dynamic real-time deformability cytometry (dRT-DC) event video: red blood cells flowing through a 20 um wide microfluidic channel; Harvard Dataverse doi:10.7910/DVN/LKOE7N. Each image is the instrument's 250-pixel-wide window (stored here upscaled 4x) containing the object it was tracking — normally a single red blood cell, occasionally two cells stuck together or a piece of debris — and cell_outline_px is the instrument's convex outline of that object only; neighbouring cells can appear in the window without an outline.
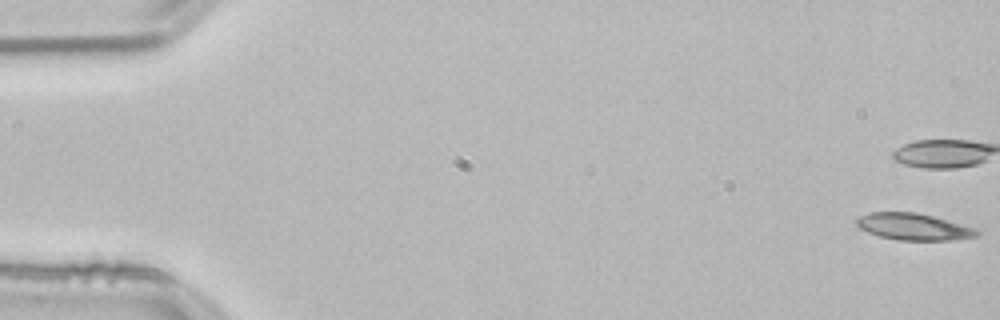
{"species": "common noctule bat (a hibernating species)", "species_latin": "Nyctalus noctula", "temperature_condition": "room temperature", "stored_images_in_passage": 51, "camera_frame_rate_fps": 3000, "um_per_image_px": 0.085, "animal": {"sex": "male", "body_mass_g": 21.5, "forearm_length_mm": 52.0}, "frame": {"image": 1, "passage_image": 1, "time_ms": 0.0, "image_size_px": [1000, 320], "cell_outline_px": [[980, 236], [952, 240], [896, 240], [880, 236], [868, 232], [860, 228], [856, 224], [856, 220], [860, 216], [868, 212], [916, 212], [932, 216], [972, 228], [980, 232]], "centroid_in_image_um": [77.61, 19.27], "position_along_channel_um": 7.4, "area_um2": 18.5}}